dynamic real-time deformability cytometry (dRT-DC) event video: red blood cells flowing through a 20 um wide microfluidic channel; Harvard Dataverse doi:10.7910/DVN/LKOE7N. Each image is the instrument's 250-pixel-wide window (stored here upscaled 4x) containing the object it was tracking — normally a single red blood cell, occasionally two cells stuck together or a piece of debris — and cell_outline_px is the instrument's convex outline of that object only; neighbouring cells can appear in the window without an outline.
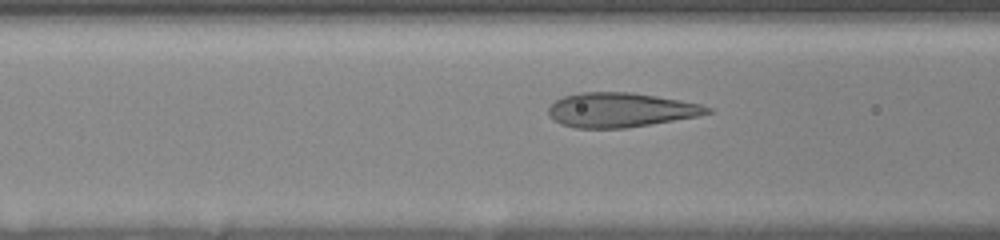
{"species": "human", "species_latin": "Homo sapiens", "temperature_condition": "room temperature", "stored_images_in_passage": 26, "camera_frame_rate_fps": 3000, "um_per_image_px": 0.085, "donor": {"sex": "female"}, "frame": {"image": 1, "passage_image": 24, "time_ms": 5.0, "image_size_px": [1000, 240], "cell_outline_px": [[716, 112], [696, 116], [624, 128], [576, 128], [560, 124], [548, 112], [548, 108], [556, 100], [564, 96], [580, 92], [632, 92], [680, 100], [700, 104], [712, 108]], "centroid_in_image_um": [52.76, 9.34], "position_along_channel_um": 113.8, "area_um2": 31.62}}